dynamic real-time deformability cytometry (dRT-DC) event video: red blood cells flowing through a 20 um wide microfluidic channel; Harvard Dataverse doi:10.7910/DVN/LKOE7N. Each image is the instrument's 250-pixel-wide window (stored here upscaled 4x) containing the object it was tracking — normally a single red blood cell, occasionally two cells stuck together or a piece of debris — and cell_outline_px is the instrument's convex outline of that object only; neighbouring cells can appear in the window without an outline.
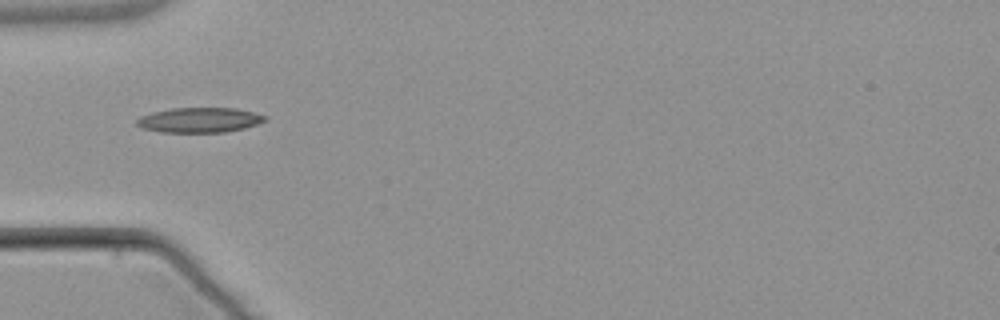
{"species": "common noctule bat (a hibernating species)", "species_latin": "Nyctalus noctula", "temperature_condition": "warm", "stored_images_in_passage": 1, "camera_frame_rate_fps": 3000, "um_per_image_px": 0.085, "animal": {"sex": "male", "body_mass_g": 21.5, "forearm_length_mm": 52.0}, "frame": {"image": 1, "passage_image": 1, "time_ms": 0.0, "image_size_px": [1000, 320], "cell_outline_px": [[268, 120], [244, 128], [224, 132], [160, 132], [140, 128], [136, 124], [136, 120], [140, 116], [152, 112], [172, 108], [236, 108], [268, 116]], "centroid_in_image_um": [16.94, 10.2], "position_along_channel_um": 68.1, "area_um2": 18.73}}